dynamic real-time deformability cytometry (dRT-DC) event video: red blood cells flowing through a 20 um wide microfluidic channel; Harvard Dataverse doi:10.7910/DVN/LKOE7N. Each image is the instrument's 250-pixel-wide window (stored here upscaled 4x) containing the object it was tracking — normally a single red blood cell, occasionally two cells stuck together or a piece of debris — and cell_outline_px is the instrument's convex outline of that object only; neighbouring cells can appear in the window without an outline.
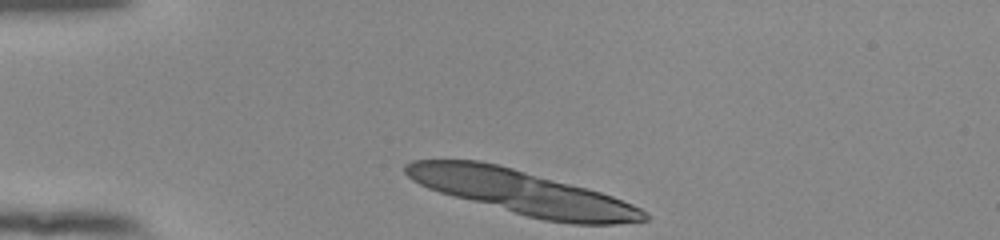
{"species": "human", "species_latin": "Homo sapiens", "temperature_condition": "room temperature", "stored_images_in_passage": 6, "camera_frame_rate_fps": 3000, "um_per_image_px": 0.085, "donor": {"sex": "female"}, "frame": {"image": 1, "passage_image": 1, "time_ms": 0.0, "image_size_px": [1000, 240], "cell_outline_px": [[652, 216], [648, 220], [616, 224], [572, 224], [544, 220], [528, 216], [440, 192], [428, 188], [412, 180], [404, 172], [404, 164], [412, 160], [480, 160], [512, 168], [588, 188], [612, 196], [632, 204], [640, 208]], "centroid_in_image_um": [44.43, 16.35], "position_along_channel_um": 40.6, "area_um2": 60.46}}